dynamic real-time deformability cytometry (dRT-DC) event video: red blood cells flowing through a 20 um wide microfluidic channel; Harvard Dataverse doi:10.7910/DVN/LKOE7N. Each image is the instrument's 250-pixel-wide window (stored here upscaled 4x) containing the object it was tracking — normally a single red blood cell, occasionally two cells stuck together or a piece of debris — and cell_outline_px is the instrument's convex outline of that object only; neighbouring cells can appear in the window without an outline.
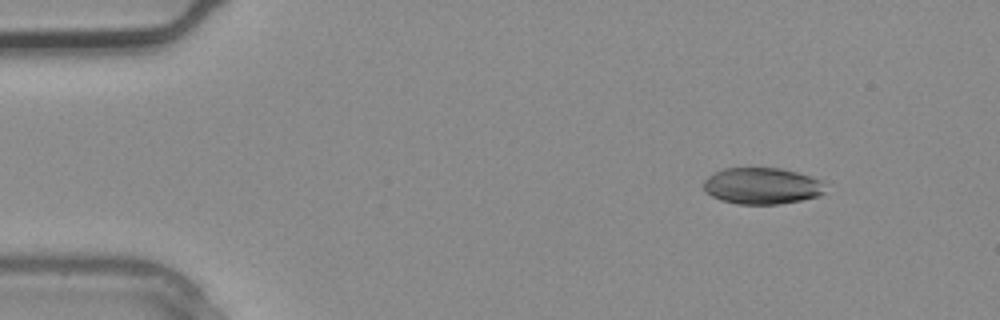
{"species": "common noctule bat (a hibernating species)", "species_latin": "Nyctalus noctula", "temperature_condition": "warm", "stored_images_in_passage": 4, "segment_of_instrument_passage": [1, 2], "camera_frame_rate_fps": 3000, "um_per_image_px": 0.085, "animal": {"sex": "male", "body_mass_g": 20.4}, "frame": {"image": 1, "passage_image": 2, "time_ms": 0.333, "image_size_px": [1000, 320], "cell_outline_px": [[824, 192], [820, 196], [780, 204], [736, 204], [720, 200], [704, 192], [704, 180], [712, 172], [724, 168], [780, 168], [796, 172], [820, 180], [824, 184]], "centroid_in_image_um": [64.72, 15.81], "position_along_channel_um": 20.3, "area_um2": 25.95}}